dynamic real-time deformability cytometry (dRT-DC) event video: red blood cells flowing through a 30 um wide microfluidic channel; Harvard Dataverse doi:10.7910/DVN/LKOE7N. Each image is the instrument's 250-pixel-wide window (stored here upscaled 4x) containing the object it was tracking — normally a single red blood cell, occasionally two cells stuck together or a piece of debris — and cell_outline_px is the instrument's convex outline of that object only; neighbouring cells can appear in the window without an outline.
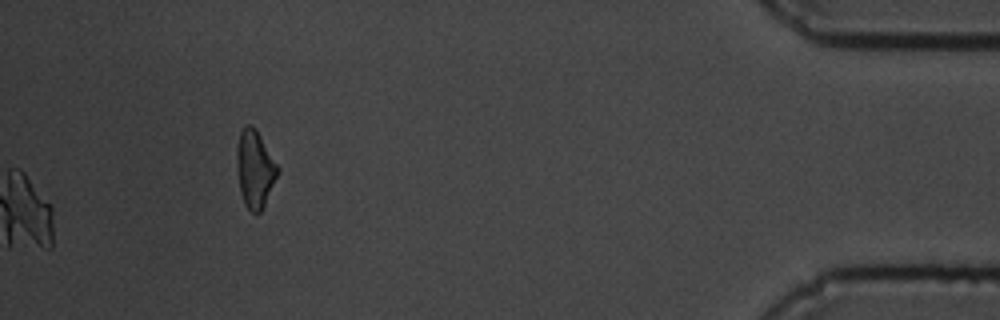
{"species": "common noctule bat (a hibernating species)", "species_latin": "Nyctalus noctula", "temperature_condition": "cold", "stored_images_in_passage": 51, "camera_frame_rate_fps": 3000, "um_per_image_px": 0.085, "animal": {"sex": "male", "body_mass_g": 19.5, "forearm_length_mm": 54.6}, "frame": {"image": 1, "passage_image": 51, "time_ms": 16.667, "image_size_px": [1000, 320], "cell_outline_px": [[280, 172], [260, 212], [252, 212], [244, 204], [240, 192], [236, 168], [236, 148], [240, 132], [248, 124], [252, 124], [256, 128], [280, 168]], "centroid_in_image_um": [21.66, 14.33], "position_along_channel_um": 413.5, "area_um2": 18.61}}